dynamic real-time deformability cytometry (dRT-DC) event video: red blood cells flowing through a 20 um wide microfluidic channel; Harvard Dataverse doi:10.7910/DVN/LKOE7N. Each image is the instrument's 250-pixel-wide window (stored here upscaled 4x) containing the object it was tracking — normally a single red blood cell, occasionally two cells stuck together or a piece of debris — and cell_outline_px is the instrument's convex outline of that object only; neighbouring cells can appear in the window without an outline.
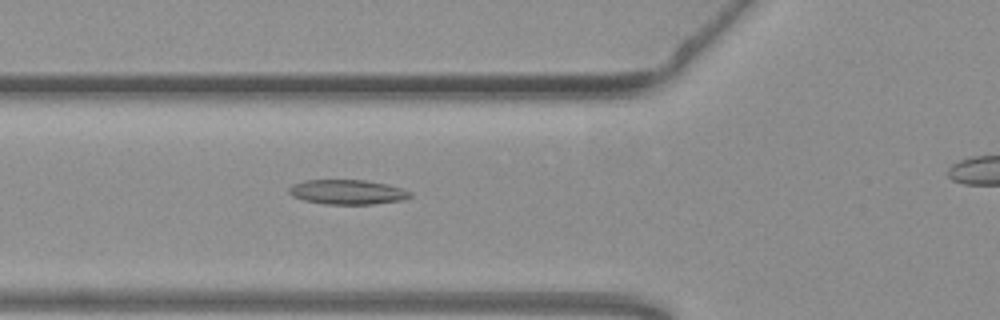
{"species": "common noctule bat (a hibernating species)", "species_latin": "Nyctalus noctula", "temperature_condition": "warm", "stored_images_in_passage": 48, "camera_frame_rate_fps": 3000, "um_per_image_px": 0.085, "animal": {"sex": "female", "body_mass_g": 19.3, "forearm_length_mm": 54.1}, "frame": {"image": 1, "passage_image": 20, "time_ms": 6.333, "image_size_px": [1000, 320], "cell_outline_px": [[412, 196], [404, 200], [372, 204], [324, 204], [304, 200], [292, 196], [288, 192], [288, 188], [292, 184], [304, 180], [364, 180], [384, 184], [400, 188], [412, 192]], "centroid_in_image_um": [29.5, 16.32], "position_along_channel_um": 96.3, "area_um2": 17.4}}
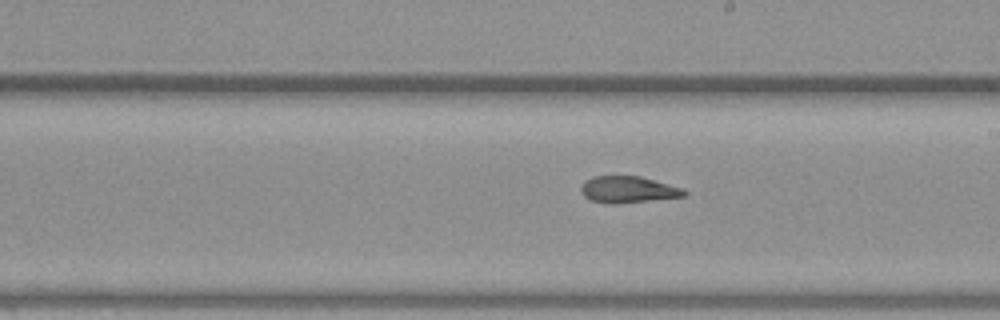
{"frame": {"image": 2, "passage_image": 31, "time_ms": 10.0, "image_size_px": [1000, 320], "cell_outline_px": [[688, 192], [684, 196], [616, 204], [612, 204], [592, 200], [584, 196], [580, 192], [580, 188], [584, 180], [592, 176], [640, 176], [684, 188]], "centroid_in_image_um": [53.37, 16.1], "position_along_channel_um": 235.6, "area_um2": 16.01}}
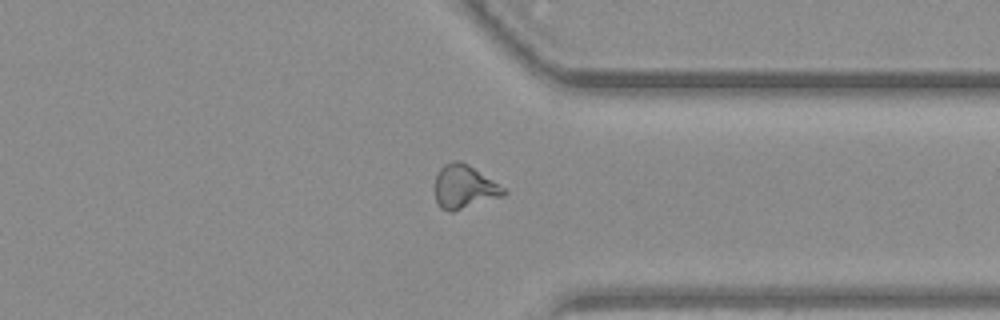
{"frame": {"image": 3, "passage_image": 42, "time_ms": 13.667, "image_size_px": [1000, 320], "cell_outline_px": [[508, 192], [504, 196], [452, 212], [448, 212], [440, 208], [436, 200], [436, 176], [440, 168], [444, 164], [452, 160], [460, 160], [468, 164], [504, 188]], "centroid_in_image_um": [39.45, 15.89], "position_along_channel_um": 371.9, "area_um2": 17.4}, "authors_computed_cell_mechanics": {"area_um2": 17.3978, "velocity_mm_per_s": 3.7883, "shape_relaxation_time_tau1_ms": null, "shape_relaxation_time_tau2_ms": 2.7623, "deformation_change_tau1": null, "deformation_change_tau2": 0.1141}}